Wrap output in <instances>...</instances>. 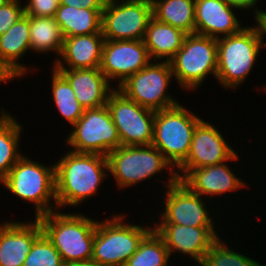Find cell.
<instances>
[{
    "instance_id": "32",
    "label": "cell",
    "mask_w": 266,
    "mask_h": 266,
    "mask_svg": "<svg viewBox=\"0 0 266 266\" xmlns=\"http://www.w3.org/2000/svg\"><path fill=\"white\" fill-rule=\"evenodd\" d=\"M19 0H10L0 8V35L8 31L25 15L24 7Z\"/></svg>"
},
{
    "instance_id": "1",
    "label": "cell",
    "mask_w": 266,
    "mask_h": 266,
    "mask_svg": "<svg viewBox=\"0 0 266 266\" xmlns=\"http://www.w3.org/2000/svg\"><path fill=\"white\" fill-rule=\"evenodd\" d=\"M54 165L58 208L78 207L108 178L107 157L100 154L69 151Z\"/></svg>"
},
{
    "instance_id": "17",
    "label": "cell",
    "mask_w": 266,
    "mask_h": 266,
    "mask_svg": "<svg viewBox=\"0 0 266 266\" xmlns=\"http://www.w3.org/2000/svg\"><path fill=\"white\" fill-rule=\"evenodd\" d=\"M43 233L37 218L29 222L7 220L0 225V266H23L35 240Z\"/></svg>"
},
{
    "instance_id": "20",
    "label": "cell",
    "mask_w": 266,
    "mask_h": 266,
    "mask_svg": "<svg viewBox=\"0 0 266 266\" xmlns=\"http://www.w3.org/2000/svg\"><path fill=\"white\" fill-rule=\"evenodd\" d=\"M104 41L105 39L102 33L64 38L61 53L59 55L62 59L57 58L54 61L53 68H100Z\"/></svg>"
},
{
    "instance_id": "12",
    "label": "cell",
    "mask_w": 266,
    "mask_h": 266,
    "mask_svg": "<svg viewBox=\"0 0 266 266\" xmlns=\"http://www.w3.org/2000/svg\"><path fill=\"white\" fill-rule=\"evenodd\" d=\"M107 106L121 146L152 144L155 111L140 106L117 88L110 93Z\"/></svg>"
},
{
    "instance_id": "18",
    "label": "cell",
    "mask_w": 266,
    "mask_h": 266,
    "mask_svg": "<svg viewBox=\"0 0 266 266\" xmlns=\"http://www.w3.org/2000/svg\"><path fill=\"white\" fill-rule=\"evenodd\" d=\"M233 9L225 0H195V33L216 39L238 33L243 27Z\"/></svg>"
},
{
    "instance_id": "4",
    "label": "cell",
    "mask_w": 266,
    "mask_h": 266,
    "mask_svg": "<svg viewBox=\"0 0 266 266\" xmlns=\"http://www.w3.org/2000/svg\"><path fill=\"white\" fill-rule=\"evenodd\" d=\"M124 215L97 221L91 261L97 266H124L153 229L123 222Z\"/></svg>"
},
{
    "instance_id": "33",
    "label": "cell",
    "mask_w": 266,
    "mask_h": 266,
    "mask_svg": "<svg viewBox=\"0 0 266 266\" xmlns=\"http://www.w3.org/2000/svg\"><path fill=\"white\" fill-rule=\"evenodd\" d=\"M60 5V0H29L24 10L27 16L54 17Z\"/></svg>"
},
{
    "instance_id": "23",
    "label": "cell",
    "mask_w": 266,
    "mask_h": 266,
    "mask_svg": "<svg viewBox=\"0 0 266 266\" xmlns=\"http://www.w3.org/2000/svg\"><path fill=\"white\" fill-rule=\"evenodd\" d=\"M27 51H30V16L24 15L0 35V59L22 77L28 74L29 68L17 61Z\"/></svg>"
},
{
    "instance_id": "14",
    "label": "cell",
    "mask_w": 266,
    "mask_h": 266,
    "mask_svg": "<svg viewBox=\"0 0 266 266\" xmlns=\"http://www.w3.org/2000/svg\"><path fill=\"white\" fill-rule=\"evenodd\" d=\"M235 151L217 128L202 119L196 126L186 160L176 169L178 180H183L193 169L238 160Z\"/></svg>"
},
{
    "instance_id": "26",
    "label": "cell",
    "mask_w": 266,
    "mask_h": 266,
    "mask_svg": "<svg viewBox=\"0 0 266 266\" xmlns=\"http://www.w3.org/2000/svg\"><path fill=\"white\" fill-rule=\"evenodd\" d=\"M153 17L179 28L186 34L195 33V0H151Z\"/></svg>"
},
{
    "instance_id": "6",
    "label": "cell",
    "mask_w": 266,
    "mask_h": 266,
    "mask_svg": "<svg viewBox=\"0 0 266 266\" xmlns=\"http://www.w3.org/2000/svg\"><path fill=\"white\" fill-rule=\"evenodd\" d=\"M201 120L179 103L155 112L152 145L175 170L186 160L194 130Z\"/></svg>"
},
{
    "instance_id": "25",
    "label": "cell",
    "mask_w": 266,
    "mask_h": 266,
    "mask_svg": "<svg viewBox=\"0 0 266 266\" xmlns=\"http://www.w3.org/2000/svg\"><path fill=\"white\" fill-rule=\"evenodd\" d=\"M0 114V182L24 155L18 150L22 125L3 108Z\"/></svg>"
},
{
    "instance_id": "13",
    "label": "cell",
    "mask_w": 266,
    "mask_h": 266,
    "mask_svg": "<svg viewBox=\"0 0 266 266\" xmlns=\"http://www.w3.org/2000/svg\"><path fill=\"white\" fill-rule=\"evenodd\" d=\"M166 181L164 211L157 224H179L191 227H215L214 220L202 196L194 193L184 182L178 180L176 171H169Z\"/></svg>"
},
{
    "instance_id": "21",
    "label": "cell",
    "mask_w": 266,
    "mask_h": 266,
    "mask_svg": "<svg viewBox=\"0 0 266 266\" xmlns=\"http://www.w3.org/2000/svg\"><path fill=\"white\" fill-rule=\"evenodd\" d=\"M226 163L193 169L182 182L197 195H207L204 197L238 191V189L247 186L240 177L237 178L238 176Z\"/></svg>"
},
{
    "instance_id": "29",
    "label": "cell",
    "mask_w": 266,
    "mask_h": 266,
    "mask_svg": "<svg viewBox=\"0 0 266 266\" xmlns=\"http://www.w3.org/2000/svg\"><path fill=\"white\" fill-rule=\"evenodd\" d=\"M169 260L165 242L153 228L124 266H168Z\"/></svg>"
},
{
    "instance_id": "40",
    "label": "cell",
    "mask_w": 266,
    "mask_h": 266,
    "mask_svg": "<svg viewBox=\"0 0 266 266\" xmlns=\"http://www.w3.org/2000/svg\"><path fill=\"white\" fill-rule=\"evenodd\" d=\"M105 1H108V2H116V1H120V0H105ZM125 1H127V0H125Z\"/></svg>"
},
{
    "instance_id": "9",
    "label": "cell",
    "mask_w": 266,
    "mask_h": 266,
    "mask_svg": "<svg viewBox=\"0 0 266 266\" xmlns=\"http://www.w3.org/2000/svg\"><path fill=\"white\" fill-rule=\"evenodd\" d=\"M66 138L71 151L107 156L121 146L118 131L112 121L107 104L84 109L83 115L72 126Z\"/></svg>"
},
{
    "instance_id": "5",
    "label": "cell",
    "mask_w": 266,
    "mask_h": 266,
    "mask_svg": "<svg viewBox=\"0 0 266 266\" xmlns=\"http://www.w3.org/2000/svg\"><path fill=\"white\" fill-rule=\"evenodd\" d=\"M217 81L222 88L236 89L249 76L261 48L254 26L243 27L238 33L217 39Z\"/></svg>"
},
{
    "instance_id": "15",
    "label": "cell",
    "mask_w": 266,
    "mask_h": 266,
    "mask_svg": "<svg viewBox=\"0 0 266 266\" xmlns=\"http://www.w3.org/2000/svg\"><path fill=\"white\" fill-rule=\"evenodd\" d=\"M143 40H105L100 70L117 87L151 62Z\"/></svg>"
},
{
    "instance_id": "3",
    "label": "cell",
    "mask_w": 266,
    "mask_h": 266,
    "mask_svg": "<svg viewBox=\"0 0 266 266\" xmlns=\"http://www.w3.org/2000/svg\"><path fill=\"white\" fill-rule=\"evenodd\" d=\"M1 183L18 198L35 205V218L58 208L55 165L48 167L23 155Z\"/></svg>"
},
{
    "instance_id": "8",
    "label": "cell",
    "mask_w": 266,
    "mask_h": 266,
    "mask_svg": "<svg viewBox=\"0 0 266 266\" xmlns=\"http://www.w3.org/2000/svg\"><path fill=\"white\" fill-rule=\"evenodd\" d=\"M106 157L108 172L113 175L120 189L146 181L163 169L176 171L152 144L119 146Z\"/></svg>"
},
{
    "instance_id": "11",
    "label": "cell",
    "mask_w": 266,
    "mask_h": 266,
    "mask_svg": "<svg viewBox=\"0 0 266 266\" xmlns=\"http://www.w3.org/2000/svg\"><path fill=\"white\" fill-rule=\"evenodd\" d=\"M153 17L151 0L105 2L101 31L105 40H143Z\"/></svg>"
},
{
    "instance_id": "30",
    "label": "cell",
    "mask_w": 266,
    "mask_h": 266,
    "mask_svg": "<svg viewBox=\"0 0 266 266\" xmlns=\"http://www.w3.org/2000/svg\"><path fill=\"white\" fill-rule=\"evenodd\" d=\"M223 241V242H222ZM201 266H262L256 260L230 249L224 240L219 238L207 251Z\"/></svg>"
},
{
    "instance_id": "38",
    "label": "cell",
    "mask_w": 266,
    "mask_h": 266,
    "mask_svg": "<svg viewBox=\"0 0 266 266\" xmlns=\"http://www.w3.org/2000/svg\"><path fill=\"white\" fill-rule=\"evenodd\" d=\"M63 266H97V265L90 260V261H85V262L64 263Z\"/></svg>"
},
{
    "instance_id": "24",
    "label": "cell",
    "mask_w": 266,
    "mask_h": 266,
    "mask_svg": "<svg viewBox=\"0 0 266 266\" xmlns=\"http://www.w3.org/2000/svg\"><path fill=\"white\" fill-rule=\"evenodd\" d=\"M103 9L76 8L60 4L54 15L64 38L94 33H102Z\"/></svg>"
},
{
    "instance_id": "2",
    "label": "cell",
    "mask_w": 266,
    "mask_h": 266,
    "mask_svg": "<svg viewBox=\"0 0 266 266\" xmlns=\"http://www.w3.org/2000/svg\"><path fill=\"white\" fill-rule=\"evenodd\" d=\"M42 231L64 263L90 261L97 221L81 213H51L37 217Z\"/></svg>"
},
{
    "instance_id": "31",
    "label": "cell",
    "mask_w": 266,
    "mask_h": 266,
    "mask_svg": "<svg viewBox=\"0 0 266 266\" xmlns=\"http://www.w3.org/2000/svg\"><path fill=\"white\" fill-rule=\"evenodd\" d=\"M61 255L42 233L34 242L23 266H63Z\"/></svg>"
},
{
    "instance_id": "34",
    "label": "cell",
    "mask_w": 266,
    "mask_h": 266,
    "mask_svg": "<svg viewBox=\"0 0 266 266\" xmlns=\"http://www.w3.org/2000/svg\"><path fill=\"white\" fill-rule=\"evenodd\" d=\"M105 0H60V4L85 9H103Z\"/></svg>"
},
{
    "instance_id": "37",
    "label": "cell",
    "mask_w": 266,
    "mask_h": 266,
    "mask_svg": "<svg viewBox=\"0 0 266 266\" xmlns=\"http://www.w3.org/2000/svg\"><path fill=\"white\" fill-rule=\"evenodd\" d=\"M230 6H233L238 9H250L255 10V14L258 13L260 10L255 9L256 3H258L259 0H225Z\"/></svg>"
},
{
    "instance_id": "22",
    "label": "cell",
    "mask_w": 266,
    "mask_h": 266,
    "mask_svg": "<svg viewBox=\"0 0 266 266\" xmlns=\"http://www.w3.org/2000/svg\"><path fill=\"white\" fill-rule=\"evenodd\" d=\"M186 35L181 29L152 17L145 31L143 42L151 60L169 62L182 47Z\"/></svg>"
},
{
    "instance_id": "36",
    "label": "cell",
    "mask_w": 266,
    "mask_h": 266,
    "mask_svg": "<svg viewBox=\"0 0 266 266\" xmlns=\"http://www.w3.org/2000/svg\"><path fill=\"white\" fill-rule=\"evenodd\" d=\"M15 78L19 79L20 76L0 59V83H5L6 81L14 80Z\"/></svg>"
},
{
    "instance_id": "16",
    "label": "cell",
    "mask_w": 266,
    "mask_h": 266,
    "mask_svg": "<svg viewBox=\"0 0 266 266\" xmlns=\"http://www.w3.org/2000/svg\"><path fill=\"white\" fill-rule=\"evenodd\" d=\"M154 230L162 237L169 251L191 256L200 266L207 251L220 238L214 227H191L179 224H155Z\"/></svg>"
},
{
    "instance_id": "7",
    "label": "cell",
    "mask_w": 266,
    "mask_h": 266,
    "mask_svg": "<svg viewBox=\"0 0 266 266\" xmlns=\"http://www.w3.org/2000/svg\"><path fill=\"white\" fill-rule=\"evenodd\" d=\"M217 56L216 38L187 34L182 47L169 61L173 77L183 89L197 90L208 75L216 78Z\"/></svg>"
},
{
    "instance_id": "19",
    "label": "cell",
    "mask_w": 266,
    "mask_h": 266,
    "mask_svg": "<svg viewBox=\"0 0 266 266\" xmlns=\"http://www.w3.org/2000/svg\"><path fill=\"white\" fill-rule=\"evenodd\" d=\"M56 70L68 80L84 109L106 105L110 93L115 89L100 68Z\"/></svg>"
},
{
    "instance_id": "28",
    "label": "cell",
    "mask_w": 266,
    "mask_h": 266,
    "mask_svg": "<svg viewBox=\"0 0 266 266\" xmlns=\"http://www.w3.org/2000/svg\"><path fill=\"white\" fill-rule=\"evenodd\" d=\"M52 97L60 115L73 126L83 115L84 108L78 102L68 80L56 69L52 70Z\"/></svg>"
},
{
    "instance_id": "39",
    "label": "cell",
    "mask_w": 266,
    "mask_h": 266,
    "mask_svg": "<svg viewBox=\"0 0 266 266\" xmlns=\"http://www.w3.org/2000/svg\"><path fill=\"white\" fill-rule=\"evenodd\" d=\"M10 0H0V8L5 5L6 3H8Z\"/></svg>"
},
{
    "instance_id": "10",
    "label": "cell",
    "mask_w": 266,
    "mask_h": 266,
    "mask_svg": "<svg viewBox=\"0 0 266 266\" xmlns=\"http://www.w3.org/2000/svg\"><path fill=\"white\" fill-rule=\"evenodd\" d=\"M172 78L170 62L157 60L128 77L117 89L140 106L156 112L178 104L166 91Z\"/></svg>"
},
{
    "instance_id": "27",
    "label": "cell",
    "mask_w": 266,
    "mask_h": 266,
    "mask_svg": "<svg viewBox=\"0 0 266 266\" xmlns=\"http://www.w3.org/2000/svg\"><path fill=\"white\" fill-rule=\"evenodd\" d=\"M64 36L54 17L30 16V50L61 53Z\"/></svg>"
},
{
    "instance_id": "35",
    "label": "cell",
    "mask_w": 266,
    "mask_h": 266,
    "mask_svg": "<svg viewBox=\"0 0 266 266\" xmlns=\"http://www.w3.org/2000/svg\"><path fill=\"white\" fill-rule=\"evenodd\" d=\"M254 15L255 21L257 22V25H254V27L258 33L261 47H266V43L264 42V35L266 36V11L260 10Z\"/></svg>"
}]
</instances>
